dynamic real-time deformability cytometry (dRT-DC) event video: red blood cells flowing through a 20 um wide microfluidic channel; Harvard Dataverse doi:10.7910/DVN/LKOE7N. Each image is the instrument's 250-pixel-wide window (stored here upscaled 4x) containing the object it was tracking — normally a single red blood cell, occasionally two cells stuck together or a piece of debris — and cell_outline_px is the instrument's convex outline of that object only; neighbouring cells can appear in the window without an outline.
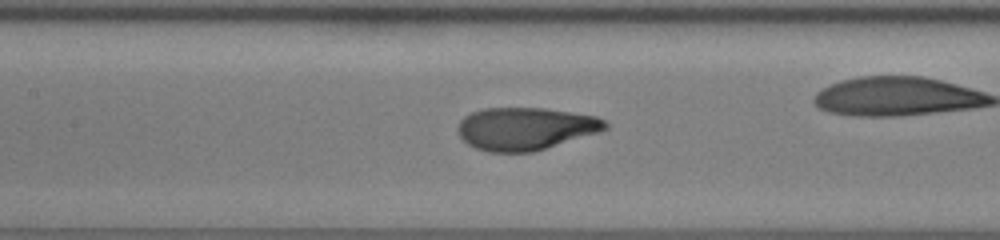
{"species": "human", "species_latin": "Homo sapiens", "temperature_condition": "room temperature", "stored_images_in_passage": 26, "camera_frame_rate_fps": 3000, "um_per_image_px": 0.085, "donor": {"sex": "female"}, "frame": {"image": 1, "passage_image": 8, "time_ms": 2.333, "image_size_px": [1000, 240], "cell_outline_px": [[608, 128], [600, 132], [532, 152], [488, 152], [476, 148], [468, 144], [460, 136], [456, 128], [460, 120], [464, 116], [472, 112], [484, 108], [544, 108], [596, 116], [604, 120], [608, 124]], "centroid_in_image_um": [44.65, 10.93], "position_along_channel_um": 162.8, "area_um2": 36.59}}